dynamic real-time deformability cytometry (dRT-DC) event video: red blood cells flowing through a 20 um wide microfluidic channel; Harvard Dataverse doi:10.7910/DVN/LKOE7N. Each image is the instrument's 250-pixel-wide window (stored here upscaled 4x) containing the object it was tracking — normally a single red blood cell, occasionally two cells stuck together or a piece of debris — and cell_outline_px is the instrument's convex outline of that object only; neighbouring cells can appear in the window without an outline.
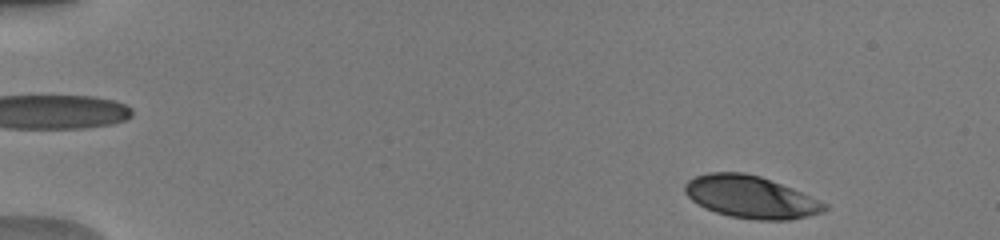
{"species": "human", "species_latin": "Homo sapiens", "temperature_condition": "warm", "stored_images_in_passage": 47, "camera_frame_rate_fps": 3000, "um_per_image_px": 0.085, "donor": {"sex": "male"}, "frame": {"image": 1, "passage_image": 2, "time_ms": 0.333, "image_size_px": [1000, 240], "cell_outline_px": [[828, 208], [824, 212], [808, 216], [788, 220], [756, 220], [732, 216], [716, 212], [704, 208], [692, 200], [684, 192], [684, 184], [688, 180], [696, 176], [708, 172], [744, 172], [760, 176], [792, 188], [828, 204]], "centroid_in_image_um": [63.81, 16.74], "position_along_channel_um": 21.2, "area_um2": 34.39}}
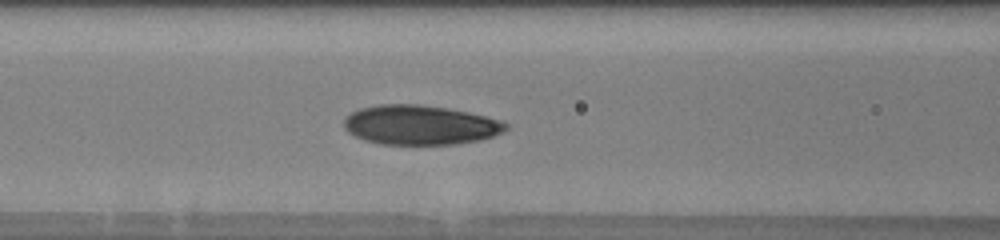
{"frame": {"image": 2, "passage_image": 19, "time_ms": 6.0, "image_size_px": [1000, 240], "cell_outline_px": [[508, 128], [504, 132], [480, 140], [456, 144], [380, 144], [364, 140], [348, 132], [344, 128], [344, 120], [352, 112], [360, 108], [380, 104], [420, 104], [448, 108], [468, 112], [504, 120], [508, 124]], "centroid_in_image_um": [35.75, 10.62], "position_along_channel_um": 130.9, "area_um2": 37.45}}
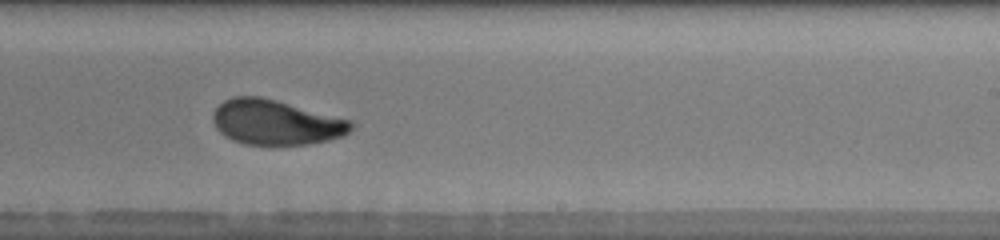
{"frame": {"image": 3, "passage_image": 29, "time_ms": 9.333, "image_size_px": [1000, 240], "cell_outline_px": [[356, 124], [344, 136], [328, 140], [308, 144], [272, 148], [244, 144], [232, 140], [224, 136], [216, 128], [212, 120], [212, 112], [224, 100], [232, 96], [260, 96], [276, 100], [352, 120]], "centroid_in_image_um": [23.43, 10.44], "position_along_channel_um": 265.6, "area_um2": 37.22}, "authors_computed_cell_mechanics": {"area_um2": 35.9516, "velocity_mm_per_s": 4.0431, "shape_relaxation_time_tau1_ms": 3.6541, "shape_relaxation_time_tau2_ms": 0.9247, "deformation_change_tau1": 0.1597, "deformation_change_tau2": 0.0608}}